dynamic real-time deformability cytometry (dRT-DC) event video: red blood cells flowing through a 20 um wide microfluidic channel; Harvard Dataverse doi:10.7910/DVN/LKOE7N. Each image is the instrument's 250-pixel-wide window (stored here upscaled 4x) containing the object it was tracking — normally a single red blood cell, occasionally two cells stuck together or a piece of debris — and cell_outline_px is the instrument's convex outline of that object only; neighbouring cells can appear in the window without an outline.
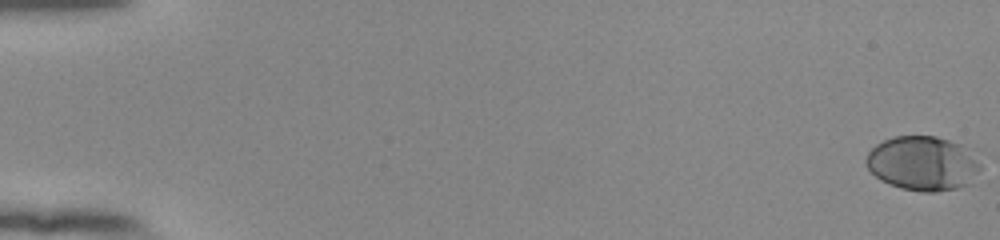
{"species": "human", "species_latin": "Homo sapiens", "temperature_condition": "room temperature", "stored_images_in_passage": 34, "camera_frame_rate_fps": 3000, "um_per_image_px": 0.085, "donor": {"sex": "female"}, "frame": {"image": 1, "passage_image": 1, "time_ms": 0.0, "image_size_px": [1000, 240], "cell_outline_px": [[980, 168], [968, 184], [956, 188], [936, 192], [920, 192], [900, 188], [888, 184], [880, 180], [868, 168], [864, 160], [868, 152], [876, 144], [884, 140], [896, 136], [936, 136], [960, 144], [968, 148], [972, 152], [980, 164]], "centroid_in_image_um": [78.4, 13.89], "position_along_channel_um": 6.6, "area_um2": 36.24}}
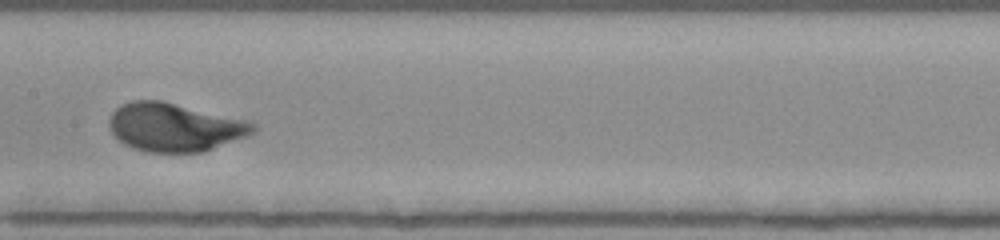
{"frame": {"image": 2, "passage_image": 16, "time_ms": 5.0, "image_size_px": [1000, 240], "cell_outline_px": [[256, 128], [248, 136], [204, 152], [148, 152], [132, 148], [124, 144], [108, 128], [108, 120], [112, 112], [120, 104], [132, 100], [160, 100], [248, 120], [256, 124]], "centroid_in_image_um": [14.83, 10.81], "position_along_channel_um": 192.6, "area_um2": 40.75}}
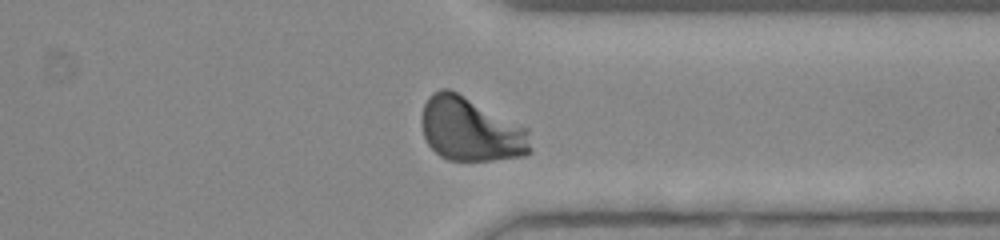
{"frame": {"image": 3, "passage_image": 30, "time_ms": 9.667, "image_size_px": [1000, 240], "cell_outline_px": [[532, 152], [524, 156], [492, 160], [448, 160], [440, 156], [428, 144], [424, 136], [420, 120], [420, 116], [424, 104], [428, 96], [432, 92], [440, 88], [448, 88], [528, 128], [532, 148]], "centroid_in_image_um": [40.0, 11.0], "position_along_channel_um": 371.4, "area_um2": 40.69}, "authors_computed_cell_mechanics": {"area_um2": 39.015, "velocity_mm_per_s": 3.8311, "shape_relaxation_time_tau1_ms": 2.3953, "shape_relaxation_time_tau2_ms": null, "deformation_change_tau1": 0.1756, "deformation_change_tau2": null}}